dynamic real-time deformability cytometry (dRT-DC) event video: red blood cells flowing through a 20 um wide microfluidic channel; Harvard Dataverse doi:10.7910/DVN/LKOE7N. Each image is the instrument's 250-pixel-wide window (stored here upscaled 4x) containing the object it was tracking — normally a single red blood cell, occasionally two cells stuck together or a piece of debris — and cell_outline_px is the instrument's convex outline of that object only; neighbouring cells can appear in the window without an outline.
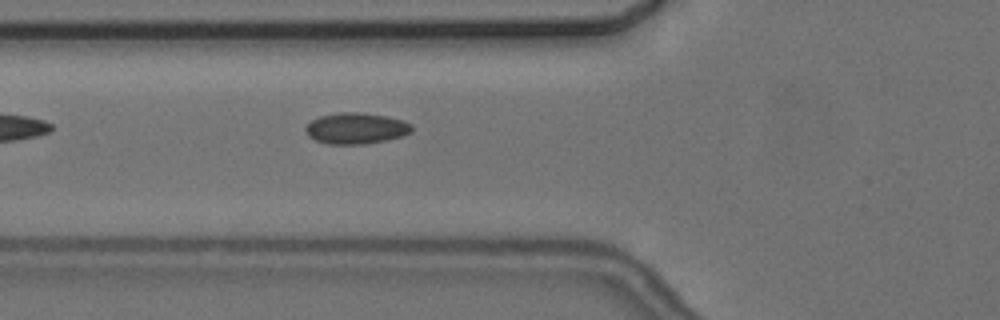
{"species": "common noctule bat (a hibernating species)", "species_latin": "Nyctalus noctula", "temperature_condition": "cold", "stored_images_in_passage": 6, "camera_frame_rate_fps": 3000, "um_per_image_px": 0.085, "animal": {"sex": "female", "body_mass_g": 24.6, "forearm_length_mm": 56.2}, "frame": {"image": 1, "passage_image": 6, "time_ms": 6.667, "image_size_px": [1000, 320], "cell_outline_px": [[412, 132], [400, 136], [384, 140], [364, 144], [328, 144], [316, 140], [308, 136], [304, 128], [312, 120], [320, 116], [340, 112], [360, 112], [388, 116], [412, 124]], "centroid_in_image_um": [30.25, 10.9], "position_along_channel_um": 95.6, "area_um2": 19.13}}